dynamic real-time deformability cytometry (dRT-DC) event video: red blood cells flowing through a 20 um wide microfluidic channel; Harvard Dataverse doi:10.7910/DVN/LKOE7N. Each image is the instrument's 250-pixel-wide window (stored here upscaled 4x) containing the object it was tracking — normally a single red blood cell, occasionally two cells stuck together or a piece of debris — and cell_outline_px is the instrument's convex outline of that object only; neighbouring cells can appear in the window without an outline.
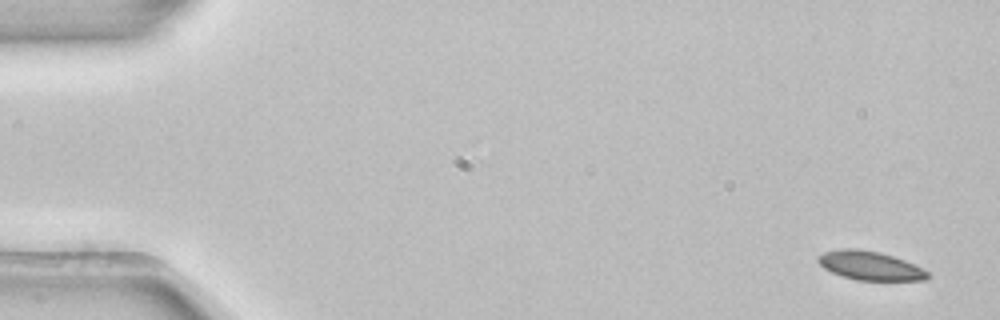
{"species": "common noctule bat (a hibernating species)", "species_latin": "Nyctalus noctula", "temperature_condition": "room temperature", "stored_images_in_passage": 3, "camera_frame_rate_fps": 3000, "um_per_image_px": 0.085, "animal": {"sex": "female", "body_mass_g": 22.7, "forearm_length_mm": 54.2}, "frame": {"image": 1, "passage_image": 1, "time_ms": 0.0, "image_size_px": [1000, 320], "cell_outline_px": [[928, 280], [856, 280], [840, 276], [824, 268], [816, 260], [816, 256], [824, 252], [840, 248], [856, 248], [880, 252], [904, 260], [928, 272]], "centroid_in_image_um": [73.88, 22.57], "position_along_channel_um": 11.1, "area_um2": 18.38}}